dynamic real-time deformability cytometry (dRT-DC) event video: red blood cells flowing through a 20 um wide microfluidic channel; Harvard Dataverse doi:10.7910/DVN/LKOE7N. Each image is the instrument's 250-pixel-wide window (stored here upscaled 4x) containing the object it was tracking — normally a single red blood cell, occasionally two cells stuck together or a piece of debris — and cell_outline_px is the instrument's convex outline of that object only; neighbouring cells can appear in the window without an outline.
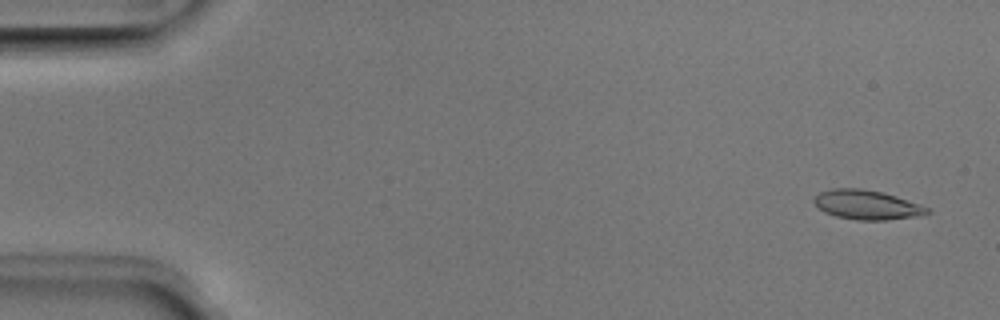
{"species": "Egyptian fruit bat (a non-hibernating species)", "species_latin": "Rousettus aegyptiacus", "temperature_condition": "room temperature", "stored_images_in_passage": 51, "camera_frame_rate_fps": 3000, "um_per_image_px": 0.085, "animal": {"sex": "male"}, "frame": {"image": 1, "passage_image": 3, "time_ms": 0.667, "image_size_px": [1000, 320], "cell_outline_px": [[932, 212], [924, 216], [888, 220], [856, 220], [836, 216], [824, 212], [812, 200], [820, 192], [832, 188], [860, 188], [880, 192], [896, 196], [932, 208]], "centroid_in_image_um": [73.76, 17.42], "position_along_channel_um": 11.2, "area_um2": 19.59}}
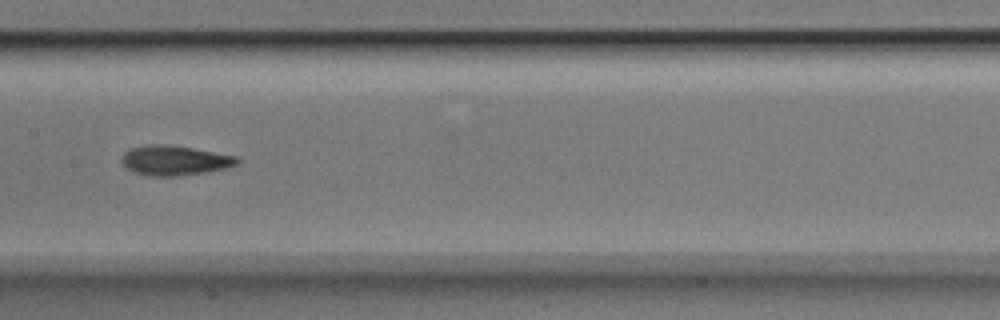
{"frame": {"image": 2, "passage_image": 26, "time_ms": 8.333, "image_size_px": [1000, 320], "cell_outline_px": [[240, 160], [236, 164], [228, 168], [208, 172], [176, 176], [148, 176], [136, 172], [128, 168], [124, 164], [124, 152], [132, 148], [148, 144], [168, 144], [240, 156]], "centroid_in_image_um": [14.93, 13.63], "position_along_channel_um": 192.5, "area_um2": 20.0}}
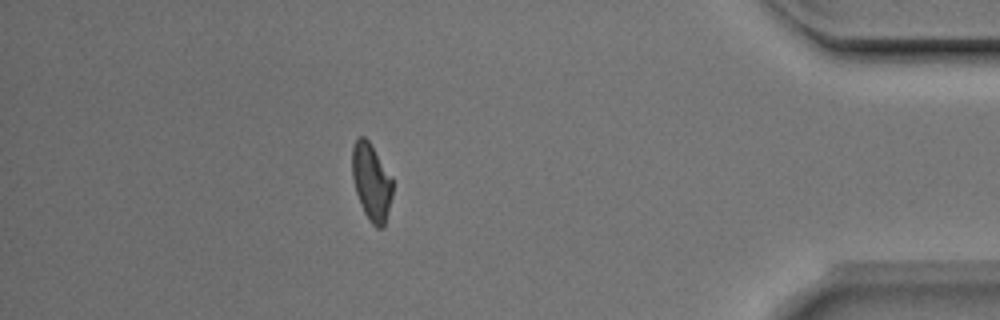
{"frame": {"image": 3, "passage_image": 45, "time_ms": 14.667, "image_size_px": [1000, 320], "cell_outline_px": [[392, 196], [384, 228], [376, 228], [368, 220], [360, 204], [356, 192], [352, 176], [352, 148], [356, 140], [360, 136], [364, 136], [368, 140], [392, 176]], "centroid_in_image_um": [31.57, 15.49], "position_along_channel_um": 403.6, "area_um2": 18.21}, "authors_computed_cell_mechanics": {"area_um2": 19.1896, "velocity_mm_per_s": 4.0133, "shape_relaxation_time_tau1_ms": 3.0457, "shape_relaxation_time_tau2_ms": 2.8366, "deformation_change_tau1": 0.1417, "deformation_change_tau2": 0.088}}